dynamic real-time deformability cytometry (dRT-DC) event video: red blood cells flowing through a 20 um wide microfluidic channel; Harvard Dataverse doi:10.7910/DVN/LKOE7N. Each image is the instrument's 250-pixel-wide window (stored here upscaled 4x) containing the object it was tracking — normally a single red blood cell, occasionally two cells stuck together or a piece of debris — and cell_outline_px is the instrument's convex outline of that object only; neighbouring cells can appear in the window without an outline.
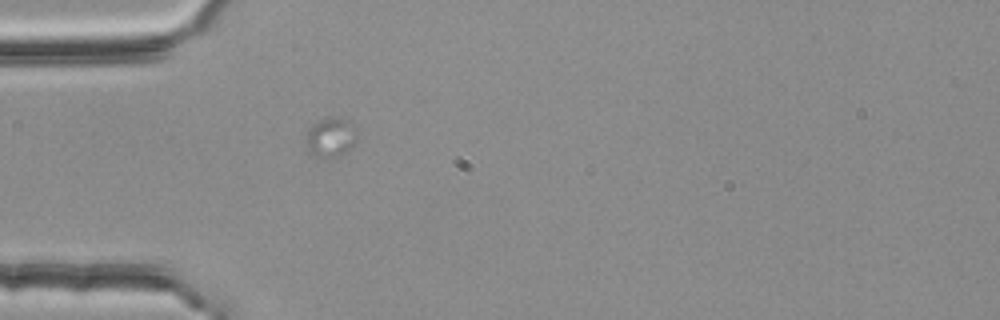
{"species": "common noctule bat (a hibernating species)", "species_latin": "Nyctalus noctula", "temperature_condition": "room temperature", "stored_images_in_passage": 15, "camera_frame_rate_fps": 3000, "um_per_image_px": 0.085, "animal": {"sex": "female", "body_mass_g": 25.1}, "frame": {"image": 1, "passage_image": 5, "time_ms": 1.333, "image_size_px": [1000, 320], "cell_outline_px": [[356, 140], [352, 148], [340, 156], [316, 156], [308, 152], [308, 128], [312, 124], [320, 120], [348, 120], [352, 124]], "centroid_in_image_um": [28.11, 11.71], "position_along_channel_um": 56.9, "area_um2": 10.98}}
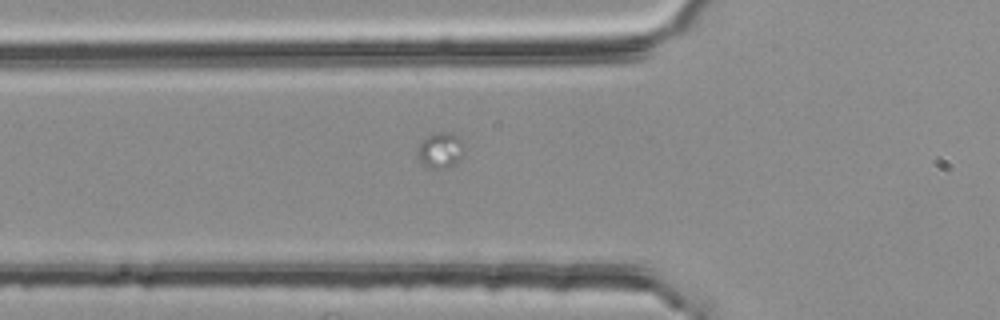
{"frame": {"image": 2, "passage_image": 8, "time_ms": 2.333, "image_size_px": [1000, 320], "cell_outline_px": [[464, 152], [460, 160], [456, 164], [448, 168], [424, 168], [420, 164], [416, 152], [416, 148], [428, 136], [436, 132], [452, 132], [464, 140]], "centroid_in_image_um": [37.45, 12.79], "position_along_channel_um": 88.4, "area_um2": 10.17}}